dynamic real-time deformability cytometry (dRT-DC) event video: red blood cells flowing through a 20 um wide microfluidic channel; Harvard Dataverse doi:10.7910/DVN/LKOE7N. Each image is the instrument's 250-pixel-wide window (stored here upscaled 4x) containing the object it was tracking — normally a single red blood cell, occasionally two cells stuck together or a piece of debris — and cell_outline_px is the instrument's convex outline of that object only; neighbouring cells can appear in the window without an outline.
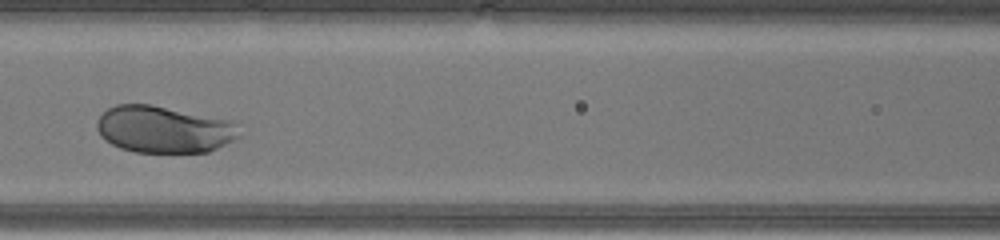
{"species": "human", "species_latin": "Homo sapiens", "temperature_condition": "warm", "stored_images_in_passage": 13, "camera_frame_rate_fps": 3000, "um_per_image_px": 0.085, "donor": {"sex": "male"}, "frame": {"image": 1, "passage_image": 8, "time_ms": 2.333, "image_size_px": [1000, 240], "cell_outline_px": [[240, 136], [208, 152], [136, 152], [120, 148], [112, 144], [100, 136], [96, 128], [96, 120], [108, 108], [116, 104], [152, 104], [232, 120]], "centroid_in_image_um": [13.88, 10.98], "position_along_channel_um": 152.7, "area_um2": 38.9}}